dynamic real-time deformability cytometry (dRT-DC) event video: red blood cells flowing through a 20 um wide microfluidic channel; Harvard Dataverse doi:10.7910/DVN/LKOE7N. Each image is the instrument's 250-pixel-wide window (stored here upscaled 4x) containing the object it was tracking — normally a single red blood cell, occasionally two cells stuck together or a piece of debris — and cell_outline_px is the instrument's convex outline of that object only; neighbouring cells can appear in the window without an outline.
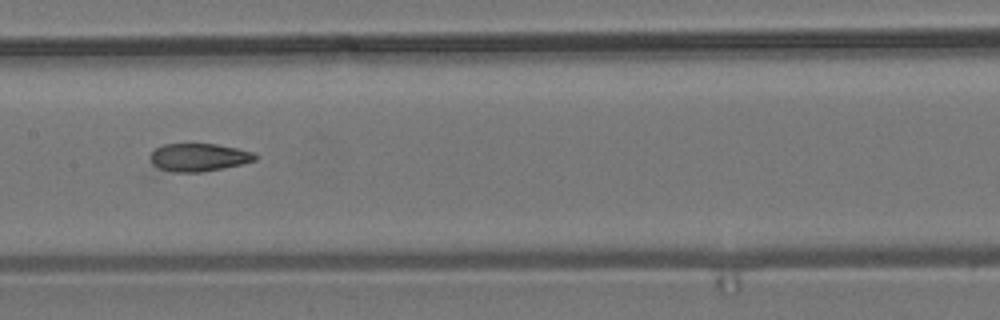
{"species": "common noctule bat (a hibernating species)", "species_latin": "Nyctalus noctula", "temperature_condition": "room temperature", "stored_images_in_passage": 45, "camera_frame_rate_fps": 3000, "um_per_image_px": 0.085, "animal": {"sex": "male", "body_mass_g": 19.2, "forearm_length_mm": 51.8}, "frame": {"image": 1, "passage_image": 35, "time_ms": 11.333, "image_size_px": [1000, 320], "cell_outline_px": [[256, 160], [224, 168], [200, 172], [172, 172], [156, 168], [152, 164], [148, 156], [156, 148], [164, 144], [216, 144], [236, 148], [252, 152], [256, 156]], "centroid_in_image_um": [16.83, 13.38], "position_along_channel_um": 190.6, "area_um2": 17.05}}
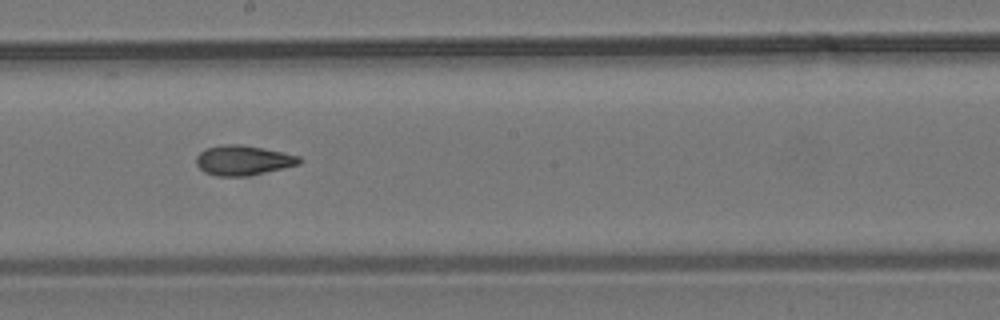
{"frame": {"image": 2, "passage_image": 38, "time_ms": 12.333, "image_size_px": [1000, 320], "cell_outline_px": [[304, 160], [300, 164], [248, 176], [216, 176], [204, 172], [196, 164], [196, 156], [204, 148], [224, 144], [240, 144], [264, 148], [284, 152], [300, 156]], "centroid_in_image_um": [20.67, 13.62], "position_along_channel_um": 227.5, "area_um2": 18.15}}